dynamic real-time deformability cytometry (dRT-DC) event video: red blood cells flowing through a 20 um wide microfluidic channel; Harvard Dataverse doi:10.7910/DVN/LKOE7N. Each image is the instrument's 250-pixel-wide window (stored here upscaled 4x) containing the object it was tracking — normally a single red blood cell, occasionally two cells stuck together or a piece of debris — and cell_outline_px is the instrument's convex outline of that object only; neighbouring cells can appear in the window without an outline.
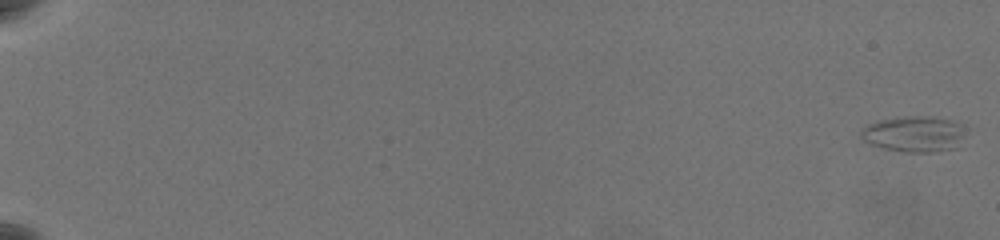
{"species": "common noctule bat (a hibernating species)", "species_latin": "Nyctalus noctula", "temperature_condition": "warm", "stored_images_in_passage": 64, "camera_frame_rate_fps": 3000, "um_per_image_px": 0.085, "animal": {"sex": "female", "body_mass_g": 19.5, "forearm_length_mm": 54.1}, "frame": {"image": 1, "passage_image": 1, "time_ms": 0.0, "image_size_px": [1000, 240], "cell_outline_px": [[964, 136], [956, 148], [932, 152], [908, 152], [884, 148], [872, 144], [864, 140], [860, 136], [860, 132], [868, 124], [880, 120], [912, 116], [932, 116], [952, 120], [956, 124]], "centroid_in_image_um": [77.67, 11.39], "position_along_channel_um": 7.3, "area_um2": 21.33}}
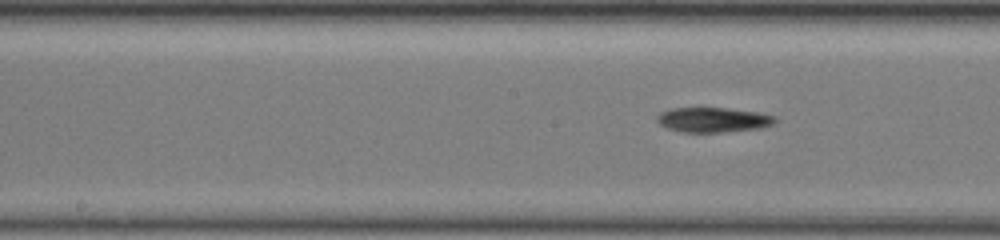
{"frame": {"image": 2, "passage_image": 37, "time_ms": 12.0, "image_size_px": [1000, 240], "cell_outline_px": [[776, 120], [772, 124], [760, 128], [720, 132], [680, 132], [668, 128], [660, 124], [656, 120], [656, 116], [660, 112], [672, 108], [728, 108], [756, 112], [776, 116]], "centroid_in_image_um": [60.58, 10.18], "position_along_channel_um": 187.6, "area_um2": 16.99}}
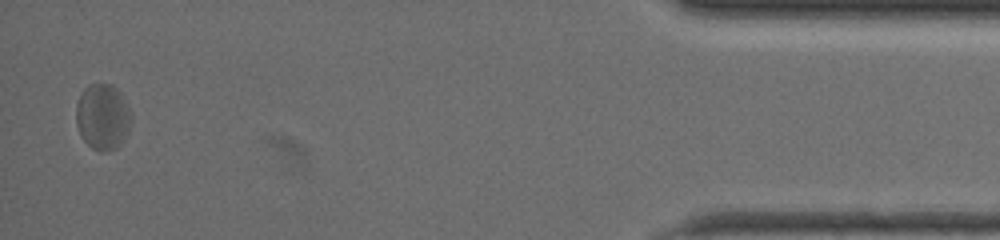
{"frame": {"image": 3, "passage_image": 63, "time_ms": 20.667, "image_size_px": [1000, 240], "cell_outline_px": [[132, 120], [120, 144], [116, 148], [108, 152], [100, 152], [92, 148], [80, 136], [76, 124], [76, 104], [80, 92], [88, 84], [112, 84], [120, 92], [132, 112]], "centroid_in_image_um": [8.71, 9.92], "position_along_channel_um": 426.5, "area_um2": 21.44}, "authors_computed_cell_mechanics": {"area_um2": 18.7272, "velocity_mm_per_s": 3.5332, "shape_relaxation_time_tau1_ms": 4.6593, "shape_relaxation_time_tau2_ms": 5.3019, "deformation_change_tau1": 0.1465, "deformation_change_tau2": 0.153}}